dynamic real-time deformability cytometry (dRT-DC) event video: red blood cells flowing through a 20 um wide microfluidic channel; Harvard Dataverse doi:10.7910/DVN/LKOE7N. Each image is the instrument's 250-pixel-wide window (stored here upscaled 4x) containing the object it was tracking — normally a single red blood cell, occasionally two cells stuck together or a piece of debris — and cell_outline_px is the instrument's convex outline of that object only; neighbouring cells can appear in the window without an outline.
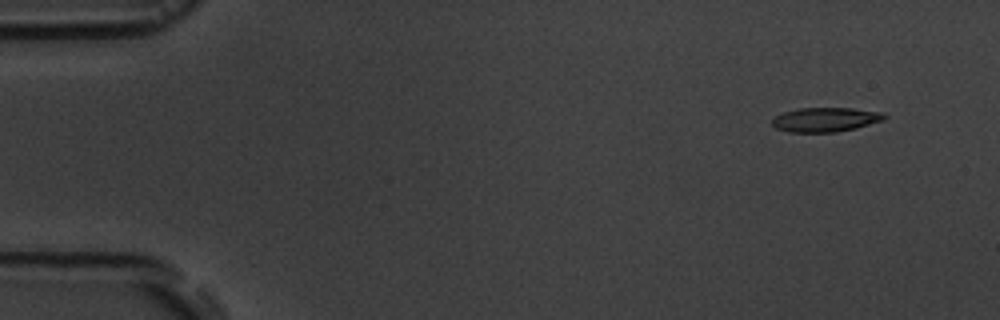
{"species": "common noctule bat (a hibernating species)", "species_latin": "Nyctalus noctula", "temperature_condition": "room temperature", "stored_images_in_passage": 3, "camera_frame_rate_fps": 3000, "um_per_image_px": 0.085, "animal": {"sex": "male", "body_mass_g": 19.5, "forearm_length_mm": 54.6}, "frame": {"image": 1, "passage_image": 1, "time_ms": 0.0, "image_size_px": [1000, 320], "cell_outline_px": [[888, 116], [884, 120], [856, 128], [836, 132], [788, 132], [776, 128], [772, 124], [772, 120], [776, 116], [784, 112], [800, 108], [852, 108], [884, 112]], "centroid_in_image_um": [70.2, 10.16], "position_along_channel_um": 14.8, "area_um2": 15.95}}
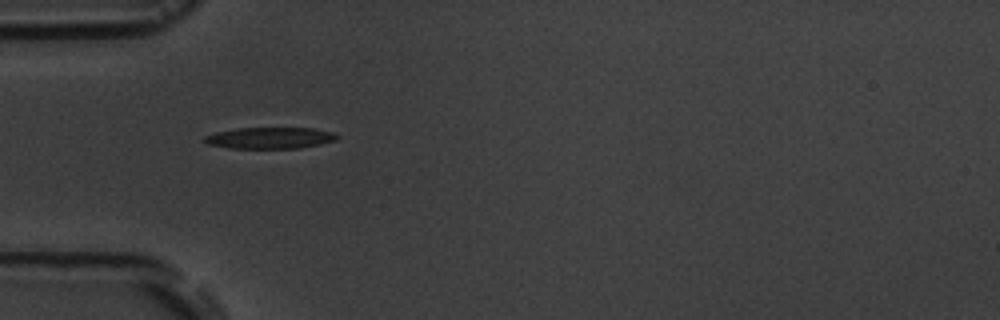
{"frame": {"image": 2, "passage_image": 3, "time_ms": 4.333, "image_size_px": [1000, 320], "cell_outline_px": [[340, 136], [336, 140], [320, 144], [300, 148], [228, 148], [208, 144], [204, 140], [204, 136], [216, 132], [236, 128], [312, 128], [336, 132]], "centroid_in_image_um": [22.98, 11.72], "position_along_channel_um": 62.0, "area_um2": 16.59}}